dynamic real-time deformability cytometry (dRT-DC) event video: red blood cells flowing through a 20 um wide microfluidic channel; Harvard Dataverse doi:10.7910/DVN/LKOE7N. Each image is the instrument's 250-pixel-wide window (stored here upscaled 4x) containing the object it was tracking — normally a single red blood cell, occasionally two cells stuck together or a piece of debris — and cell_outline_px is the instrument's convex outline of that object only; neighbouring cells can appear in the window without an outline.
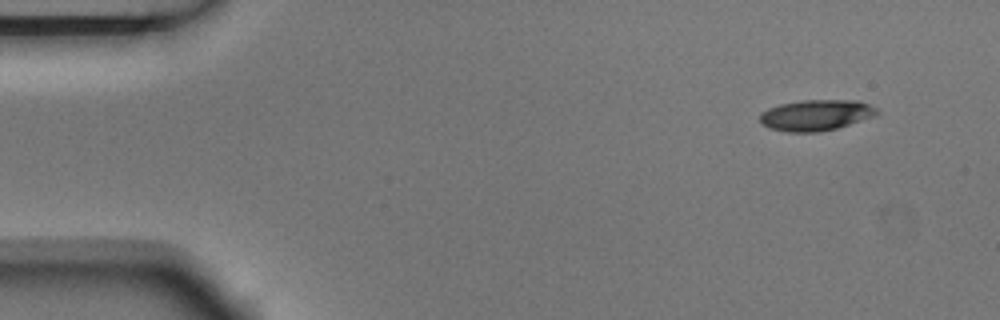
{"species": "Egyptian fruit bat (a non-hibernating species)", "species_latin": "Rousettus aegyptiacus", "temperature_condition": "room temperature", "stored_images_in_passage": 4, "camera_frame_rate_fps": 3000, "um_per_image_px": 0.085, "animal": {"sex": "male"}, "frame": {"image": 1, "passage_image": 1, "time_ms": 0.0, "image_size_px": [1000, 320], "cell_outline_px": [[880, 112], [872, 116], [836, 128], [820, 132], [788, 132], [768, 128], [760, 120], [760, 112], [768, 108], [780, 104], [800, 100], [856, 100], [868, 104], [876, 108]], "centroid_in_image_um": [69.31, 9.78], "position_along_channel_um": 15.7, "area_um2": 20.92}}
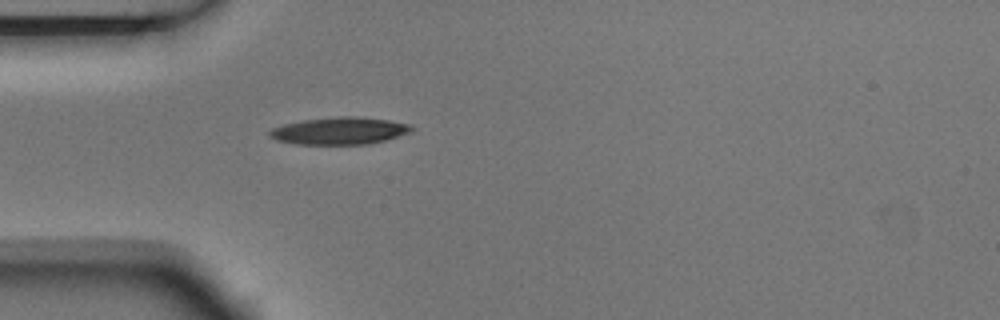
{"frame": {"image": 2, "passage_image": 4, "time_ms": 1.0, "image_size_px": [1000, 320], "cell_outline_px": [[416, 128], [412, 132], [384, 140], [368, 144], [296, 144], [276, 140], [268, 136], [268, 132], [272, 128], [284, 124], [304, 120], [336, 116], [352, 116], [388, 120], [412, 124]], "centroid_in_image_um": [28.88, 11.12], "position_along_channel_um": 56.1, "area_um2": 22.6}}